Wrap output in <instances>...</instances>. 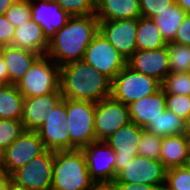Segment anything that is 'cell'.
Segmentation results:
<instances>
[{"label":"cell","mask_w":190,"mask_h":190,"mask_svg":"<svg viewBox=\"0 0 190 190\" xmlns=\"http://www.w3.org/2000/svg\"><path fill=\"white\" fill-rule=\"evenodd\" d=\"M183 134L185 136L188 153L190 155V132H183Z\"/></svg>","instance_id":"bcb514c9"},{"label":"cell","mask_w":190,"mask_h":190,"mask_svg":"<svg viewBox=\"0 0 190 190\" xmlns=\"http://www.w3.org/2000/svg\"><path fill=\"white\" fill-rule=\"evenodd\" d=\"M25 131L21 120L0 119V155Z\"/></svg>","instance_id":"4dcf8cb0"},{"label":"cell","mask_w":190,"mask_h":190,"mask_svg":"<svg viewBox=\"0 0 190 190\" xmlns=\"http://www.w3.org/2000/svg\"><path fill=\"white\" fill-rule=\"evenodd\" d=\"M184 132H190V113H189V115L184 119Z\"/></svg>","instance_id":"f6af8a7d"},{"label":"cell","mask_w":190,"mask_h":190,"mask_svg":"<svg viewBox=\"0 0 190 190\" xmlns=\"http://www.w3.org/2000/svg\"><path fill=\"white\" fill-rule=\"evenodd\" d=\"M0 190H9V176L0 174Z\"/></svg>","instance_id":"b9f144b4"},{"label":"cell","mask_w":190,"mask_h":190,"mask_svg":"<svg viewBox=\"0 0 190 190\" xmlns=\"http://www.w3.org/2000/svg\"><path fill=\"white\" fill-rule=\"evenodd\" d=\"M30 7L32 21L41 26L48 41L71 17L54 0L30 2Z\"/></svg>","instance_id":"ac0fdd59"},{"label":"cell","mask_w":190,"mask_h":190,"mask_svg":"<svg viewBox=\"0 0 190 190\" xmlns=\"http://www.w3.org/2000/svg\"><path fill=\"white\" fill-rule=\"evenodd\" d=\"M70 16L95 14L96 0H54Z\"/></svg>","instance_id":"d6a6232c"},{"label":"cell","mask_w":190,"mask_h":190,"mask_svg":"<svg viewBox=\"0 0 190 190\" xmlns=\"http://www.w3.org/2000/svg\"><path fill=\"white\" fill-rule=\"evenodd\" d=\"M82 60L111 81L127 65L125 57L100 32L95 35L86 48Z\"/></svg>","instance_id":"ba28073f"},{"label":"cell","mask_w":190,"mask_h":190,"mask_svg":"<svg viewBox=\"0 0 190 190\" xmlns=\"http://www.w3.org/2000/svg\"><path fill=\"white\" fill-rule=\"evenodd\" d=\"M67 124L66 98L53 109L45 123L37 130L44 147L51 151L70 150V134Z\"/></svg>","instance_id":"4fadbf2b"},{"label":"cell","mask_w":190,"mask_h":190,"mask_svg":"<svg viewBox=\"0 0 190 190\" xmlns=\"http://www.w3.org/2000/svg\"><path fill=\"white\" fill-rule=\"evenodd\" d=\"M55 151L45 150L23 167L14 171L10 177L29 190H51Z\"/></svg>","instance_id":"9c48e42d"},{"label":"cell","mask_w":190,"mask_h":190,"mask_svg":"<svg viewBox=\"0 0 190 190\" xmlns=\"http://www.w3.org/2000/svg\"><path fill=\"white\" fill-rule=\"evenodd\" d=\"M142 133V127H139L133 122H129L105 140V142H107L115 151L116 176L122 169H124V165L138 155V145Z\"/></svg>","instance_id":"9a60e30c"},{"label":"cell","mask_w":190,"mask_h":190,"mask_svg":"<svg viewBox=\"0 0 190 190\" xmlns=\"http://www.w3.org/2000/svg\"><path fill=\"white\" fill-rule=\"evenodd\" d=\"M29 2H35V1H41V0H28ZM45 1H51V0H45Z\"/></svg>","instance_id":"c3c4849f"},{"label":"cell","mask_w":190,"mask_h":190,"mask_svg":"<svg viewBox=\"0 0 190 190\" xmlns=\"http://www.w3.org/2000/svg\"><path fill=\"white\" fill-rule=\"evenodd\" d=\"M145 129L162 138L180 135L184 132V120L166 109L159 117L152 120Z\"/></svg>","instance_id":"4316f807"},{"label":"cell","mask_w":190,"mask_h":190,"mask_svg":"<svg viewBox=\"0 0 190 190\" xmlns=\"http://www.w3.org/2000/svg\"><path fill=\"white\" fill-rule=\"evenodd\" d=\"M82 149L55 151L51 190H93Z\"/></svg>","instance_id":"3957f363"},{"label":"cell","mask_w":190,"mask_h":190,"mask_svg":"<svg viewBox=\"0 0 190 190\" xmlns=\"http://www.w3.org/2000/svg\"><path fill=\"white\" fill-rule=\"evenodd\" d=\"M9 190H29L28 188H26L23 185H20L18 183H16L15 181H13L11 179V177L9 176Z\"/></svg>","instance_id":"ee69618b"},{"label":"cell","mask_w":190,"mask_h":190,"mask_svg":"<svg viewBox=\"0 0 190 190\" xmlns=\"http://www.w3.org/2000/svg\"><path fill=\"white\" fill-rule=\"evenodd\" d=\"M112 81L83 60L60 67L63 98L96 103L111 96Z\"/></svg>","instance_id":"7a4b0ae2"},{"label":"cell","mask_w":190,"mask_h":190,"mask_svg":"<svg viewBox=\"0 0 190 190\" xmlns=\"http://www.w3.org/2000/svg\"><path fill=\"white\" fill-rule=\"evenodd\" d=\"M127 107L130 121L139 127L146 128L152 120L167 109L165 92L160 88L154 94L142 97Z\"/></svg>","instance_id":"d6986e66"},{"label":"cell","mask_w":190,"mask_h":190,"mask_svg":"<svg viewBox=\"0 0 190 190\" xmlns=\"http://www.w3.org/2000/svg\"><path fill=\"white\" fill-rule=\"evenodd\" d=\"M45 150L37 131L25 130L0 155V174L10 176Z\"/></svg>","instance_id":"52a82bcc"},{"label":"cell","mask_w":190,"mask_h":190,"mask_svg":"<svg viewBox=\"0 0 190 190\" xmlns=\"http://www.w3.org/2000/svg\"><path fill=\"white\" fill-rule=\"evenodd\" d=\"M24 96L15 84L0 86V119L21 120Z\"/></svg>","instance_id":"cb8c5ba5"},{"label":"cell","mask_w":190,"mask_h":190,"mask_svg":"<svg viewBox=\"0 0 190 190\" xmlns=\"http://www.w3.org/2000/svg\"><path fill=\"white\" fill-rule=\"evenodd\" d=\"M93 190H114L110 185L96 186Z\"/></svg>","instance_id":"7dc6e473"},{"label":"cell","mask_w":190,"mask_h":190,"mask_svg":"<svg viewBox=\"0 0 190 190\" xmlns=\"http://www.w3.org/2000/svg\"><path fill=\"white\" fill-rule=\"evenodd\" d=\"M91 179L100 185H110L116 178L115 151L105 141H93L82 148Z\"/></svg>","instance_id":"30bf717a"},{"label":"cell","mask_w":190,"mask_h":190,"mask_svg":"<svg viewBox=\"0 0 190 190\" xmlns=\"http://www.w3.org/2000/svg\"><path fill=\"white\" fill-rule=\"evenodd\" d=\"M110 186L114 190H163L161 187H156L147 184L120 183L112 182Z\"/></svg>","instance_id":"f35d334b"},{"label":"cell","mask_w":190,"mask_h":190,"mask_svg":"<svg viewBox=\"0 0 190 190\" xmlns=\"http://www.w3.org/2000/svg\"><path fill=\"white\" fill-rule=\"evenodd\" d=\"M172 42L190 46V14H186Z\"/></svg>","instance_id":"74e56055"},{"label":"cell","mask_w":190,"mask_h":190,"mask_svg":"<svg viewBox=\"0 0 190 190\" xmlns=\"http://www.w3.org/2000/svg\"><path fill=\"white\" fill-rule=\"evenodd\" d=\"M167 44L152 18L141 16L137 19V50H155Z\"/></svg>","instance_id":"d4e9b609"},{"label":"cell","mask_w":190,"mask_h":190,"mask_svg":"<svg viewBox=\"0 0 190 190\" xmlns=\"http://www.w3.org/2000/svg\"><path fill=\"white\" fill-rule=\"evenodd\" d=\"M98 32L99 21L95 14L71 16L49 40L46 55L59 67L82 60L86 48Z\"/></svg>","instance_id":"6da1fadb"},{"label":"cell","mask_w":190,"mask_h":190,"mask_svg":"<svg viewBox=\"0 0 190 190\" xmlns=\"http://www.w3.org/2000/svg\"><path fill=\"white\" fill-rule=\"evenodd\" d=\"M167 110L175 113L183 120L190 113V96L165 94Z\"/></svg>","instance_id":"e575fe53"},{"label":"cell","mask_w":190,"mask_h":190,"mask_svg":"<svg viewBox=\"0 0 190 190\" xmlns=\"http://www.w3.org/2000/svg\"><path fill=\"white\" fill-rule=\"evenodd\" d=\"M159 160L168 170L173 167L188 166L190 155L184 134L162 138Z\"/></svg>","instance_id":"603a6c76"},{"label":"cell","mask_w":190,"mask_h":190,"mask_svg":"<svg viewBox=\"0 0 190 190\" xmlns=\"http://www.w3.org/2000/svg\"><path fill=\"white\" fill-rule=\"evenodd\" d=\"M0 83L2 85L8 84V70L6 68L5 62L0 54Z\"/></svg>","instance_id":"ab89813d"},{"label":"cell","mask_w":190,"mask_h":190,"mask_svg":"<svg viewBox=\"0 0 190 190\" xmlns=\"http://www.w3.org/2000/svg\"><path fill=\"white\" fill-rule=\"evenodd\" d=\"M63 99L61 92L46 95L25 97L23 103L22 123L25 130L37 131L52 112V109Z\"/></svg>","instance_id":"e0dca14e"},{"label":"cell","mask_w":190,"mask_h":190,"mask_svg":"<svg viewBox=\"0 0 190 190\" xmlns=\"http://www.w3.org/2000/svg\"><path fill=\"white\" fill-rule=\"evenodd\" d=\"M16 86L24 98L61 92L60 67L47 55L40 56Z\"/></svg>","instance_id":"277c9868"},{"label":"cell","mask_w":190,"mask_h":190,"mask_svg":"<svg viewBox=\"0 0 190 190\" xmlns=\"http://www.w3.org/2000/svg\"><path fill=\"white\" fill-rule=\"evenodd\" d=\"M168 46L155 50H136L128 59L132 70L153 77L160 83L169 73Z\"/></svg>","instance_id":"2e32d148"},{"label":"cell","mask_w":190,"mask_h":190,"mask_svg":"<svg viewBox=\"0 0 190 190\" xmlns=\"http://www.w3.org/2000/svg\"><path fill=\"white\" fill-rule=\"evenodd\" d=\"M137 19L99 21V32L127 60L136 50Z\"/></svg>","instance_id":"5bb4252c"},{"label":"cell","mask_w":190,"mask_h":190,"mask_svg":"<svg viewBox=\"0 0 190 190\" xmlns=\"http://www.w3.org/2000/svg\"><path fill=\"white\" fill-rule=\"evenodd\" d=\"M15 29L5 14L0 15V47L11 45Z\"/></svg>","instance_id":"8d00e7d4"},{"label":"cell","mask_w":190,"mask_h":190,"mask_svg":"<svg viewBox=\"0 0 190 190\" xmlns=\"http://www.w3.org/2000/svg\"><path fill=\"white\" fill-rule=\"evenodd\" d=\"M163 190H190V165L168 169Z\"/></svg>","instance_id":"f546056e"},{"label":"cell","mask_w":190,"mask_h":190,"mask_svg":"<svg viewBox=\"0 0 190 190\" xmlns=\"http://www.w3.org/2000/svg\"><path fill=\"white\" fill-rule=\"evenodd\" d=\"M167 169L160 160L136 155L124 165L113 182L147 184L164 188Z\"/></svg>","instance_id":"8fae6325"},{"label":"cell","mask_w":190,"mask_h":190,"mask_svg":"<svg viewBox=\"0 0 190 190\" xmlns=\"http://www.w3.org/2000/svg\"><path fill=\"white\" fill-rule=\"evenodd\" d=\"M177 5H179L187 14H190V0H175Z\"/></svg>","instance_id":"7bdbcfd3"},{"label":"cell","mask_w":190,"mask_h":190,"mask_svg":"<svg viewBox=\"0 0 190 190\" xmlns=\"http://www.w3.org/2000/svg\"><path fill=\"white\" fill-rule=\"evenodd\" d=\"M169 72H189L190 73V46L169 42Z\"/></svg>","instance_id":"83f0119b"},{"label":"cell","mask_w":190,"mask_h":190,"mask_svg":"<svg viewBox=\"0 0 190 190\" xmlns=\"http://www.w3.org/2000/svg\"><path fill=\"white\" fill-rule=\"evenodd\" d=\"M130 121L128 107L111 96L95 103L94 131L96 140L105 141Z\"/></svg>","instance_id":"7c38bea8"},{"label":"cell","mask_w":190,"mask_h":190,"mask_svg":"<svg viewBox=\"0 0 190 190\" xmlns=\"http://www.w3.org/2000/svg\"><path fill=\"white\" fill-rule=\"evenodd\" d=\"M161 83L153 77L132 70L127 65L115 76L111 84V97L126 106L154 94Z\"/></svg>","instance_id":"8992f818"},{"label":"cell","mask_w":190,"mask_h":190,"mask_svg":"<svg viewBox=\"0 0 190 190\" xmlns=\"http://www.w3.org/2000/svg\"><path fill=\"white\" fill-rule=\"evenodd\" d=\"M0 54L8 70V84H17L40 57L32 51L11 45L0 47Z\"/></svg>","instance_id":"ffe728a7"},{"label":"cell","mask_w":190,"mask_h":190,"mask_svg":"<svg viewBox=\"0 0 190 190\" xmlns=\"http://www.w3.org/2000/svg\"><path fill=\"white\" fill-rule=\"evenodd\" d=\"M6 18L16 28L31 19V7L28 0L14 1L5 13Z\"/></svg>","instance_id":"836d02e7"},{"label":"cell","mask_w":190,"mask_h":190,"mask_svg":"<svg viewBox=\"0 0 190 190\" xmlns=\"http://www.w3.org/2000/svg\"><path fill=\"white\" fill-rule=\"evenodd\" d=\"M161 88L165 94L190 96V73L169 72L161 83Z\"/></svg>","instance_id":"f1b7e54d"},{"label":"cell","mask_w":190,"mask_h":190,"mask_svg":"<svg viewBox=\"0 0 190 190\" xmlns=\"http://www.w3.org/2000/svg\"><path fill=\"white\" fill-rule=\"evenodd\" d=\"M11 46L44 56L46 55L49 41L44 36L41 26L30 19L16 27Z\"/></svg>","instance_id":"44dd1931"},{"label":"cell","mask_w":190,"mask_h":190,"mask_svg":"<svg viewBox=\"0 0 190 190\" xmlns=\"http://www.w3.org/2000/svg\"><path fill=\"white\" fill-rule=\"evenodd\" d=\"M161 144L162 137H159L158 135H155L154 133L143 128V133L138 145V155L159 160Z\"/></svg>","instance_id":"1f68e13d"},{"label":"cell","mask_w":190,"mask_h":190,"mask_svg":"<svg viewBox=\"0 0 190 190\" xmlns=\"http://www.w3.org/2000/svg\"><path fill=\"white\" fill-rule=\"evenodd\" d=\"M70 150L82 149L96 141L94 131L95 103L66 99Z\"/></svg>","instance_id":"5b68a950"},{"label":"cell","mask_w":190,"mask_h":190,"mask_svg":"<svg viewBox=\"0 0 190 190\" xmlns=\"http://www.w3.org/2000/svg\"><path fill=\"white\" fill-rule=\"evenodd\" d=\"M174 2L175 0H139L141 16L153 18Z\"/></svg>","instance_id":"d590c367"},{"label":"cell","mask_w":190,"mask_h":190,"mask_svg":"<svg viewBox=\"0 0 190 190\" xmlns=\"http://www.w3.org/2000/svg\"><path fill=\"white\" fill-rule=\"evenodd\" d=\"M186 14L187 13L174 2L166 10L152 18L167 43L175 39L177 30Z\"/></svg>","instance_id":"484cf974"},{"label":"cell","mask_w":190,"mask_h":190,"mask_svg":"<svg viewBox=\"0 0 190 190\" xmlns=\"http://www.w3.org/2000/svg\"><path fill=\"white\" fill-rule=\"evenodd\" d=\"M13 2V0H0V15H4Z\"/></svg>","instance_id":"60d3db41"},{"label":"cell","mask_w":190,"mask_h":190,"mask_svg":"<svg viewBox=\"0 0 190 190\" xmlns=\"http://www.w3.org/2000/svg\"><path fill=\"white\" fill-rule=\"evenodd\" d=\"M98 21L138 19L141 17L139 0H96Z\"/></svg>","instance_id":"7402d4cb"}]
</instances>
